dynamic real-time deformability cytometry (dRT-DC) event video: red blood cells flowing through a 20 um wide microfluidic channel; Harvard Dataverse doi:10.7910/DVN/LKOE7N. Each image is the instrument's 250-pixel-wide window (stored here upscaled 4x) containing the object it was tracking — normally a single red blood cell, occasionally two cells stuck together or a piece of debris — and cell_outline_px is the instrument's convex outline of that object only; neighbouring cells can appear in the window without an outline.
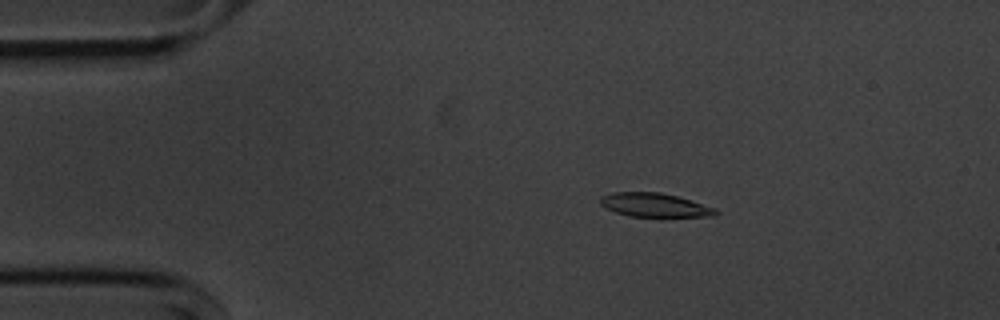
{"species": "common noctule bat (a hibernating species)", "species_latin": "Nyctalus noctula", "temperature_condition": "cold", "stored_images_in_passage": 53, "camera_frame_rate_fps": 3000, "um_per_image_px": 0.085, "animal": {"sex": "male", "body_mass_g": 20.1, "forearm_length_mm": 53.5}, "frame": {"image": 1, "passage_image": 8, "time_ms": 2.333, "image_size_px": [1000, 320], "cell_outline_px": [[720, 212], [716, 216], [628, 216], [604, 208], [600, 204], [600, 196], [612, 192], [660, 192], [692, 200], [716, 208]], "centroid_in_image_um": [55.64, 17.42], "position_along_channel_um": 29.4, "area_um2": 16.07}}
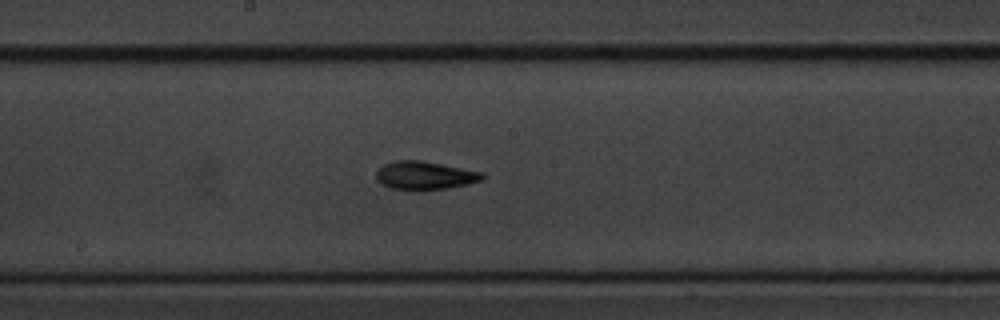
{"frame": {"image": 2, "passage_image": 27, "time_ms": 8.667, "image_size_px": [1000, 320], "cell_outline_px": [[484, 180], [468, 184], [448, 188], [424, 192], [416, 192], [392, 188], [380, 184], [376, 180], [376, 172], [384, 164], [396, 160], [420, 160], [484, 172]], "centroid_in_image_um": [36.11, 14.95], "position_along_channel_um": 212.1, "area_um2": 18.03}}
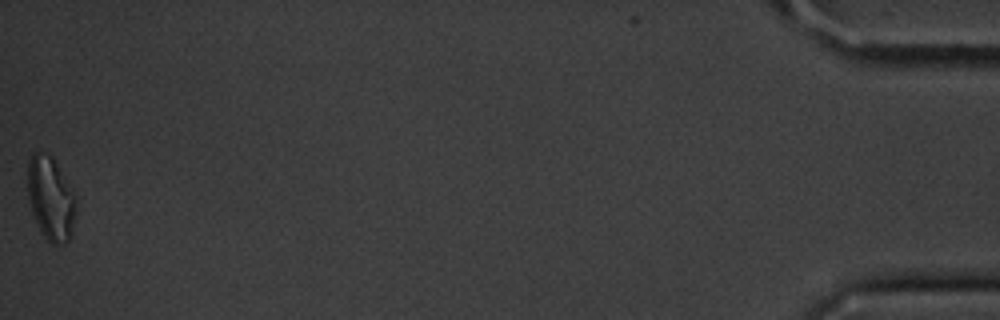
{"frame": {"image": 3, "passage_image": 53, "time_ms": 17.333, "image_size_px": [1000, 320], "cell_outline_px": [[76, 212], [72, 236], [64, 244], [52, 244], [40, 232], [32, 212], [28, 196], [28, 160], [32, 152], [36, 152], [52, 156], [76, 196]], "centroid_in_image_um": [4.33, 16.9], "position_along_channel_um": 430.9, "area_um2": 23.64}, "authors_computed_cell_mechanics": {"area_um2": 17.1088, "velocity_mm_per_s": 3.6474, "shape_relaxation_time_tau1_ms": 1.9133, "shape_relaxation_time_tau2_ms": 4.6991, "deformation_change_tau1": 0.1443, "deformation_change_tau2": 0.1423}}